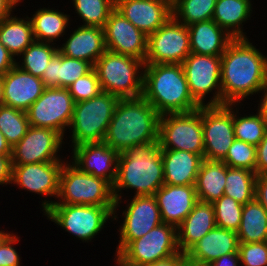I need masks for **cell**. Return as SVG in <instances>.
Here are the masks:
<instances>
[{
  "label": "cell",
  "mask_w": 267,
  "mask_h": 266,
  "mask_svg": "<svg viewBox=\"0 0 267 266\" xmlns=\"http://www.w3.org/2000/svg\"><path fill=\"white\" fill-rule=\"evenodd\" d=\"M12 147L7 142L5 136L0 131V155H11Z\"/></svg>",
  "instance_id": "11a10c76"
},
{
  "label": "cell",
  "mask_w": 267,
  "mask_h": 266,
  "mask_svg": "<svg viewBox=\"0 0 267 266\" xmlns=\"http://www.w3.org/2000/svg\"><path fill=\"white\" fill-rule=\"evenodd\" d=\"M120 98L101 92L96 97L75 103L69 127L73 147L84 143L102 142Z\"/></svg>",
  "instance_id": "52a82bcc"
},
{
  "label": "cell",
  "mask_w": 267,
  "mask_h": 266,
  "mask_svg": "<svg viewBox=\"0 0 267 266\" xmlns=\"http://www.w3.org/2000/svg\"><path fill=\"white\" fill-rule=\"evenodd\" d=\"M115 206L53 204L44 213L65 231L85 242L91 241L115 214Z\"/></svg>",
  "instance_id": "9c48e42d"
},
{
  "label": "cell",
  "mask_w": 267,
  "mask_h": 266,
  "mask_svg": "<svg viewBox=\"0 0 267 266\" xmlns=\"http://www.w3.org/2000/svg\"><path fill=\"white\" fill-rule=\"evenodd\" d=\"M76 13L85 25L104 28L110 13L115 9V0H73Z\"/></svg>",
  "instance_id": "8d00e7d4"
},
{
  "label": "cell",
  "mask_w": 267,
  "mask_h": 266,
  "mask_svg": "<svg viewBox=\"0 0 267 266\" xmlns=\"http://www.w3.org/2000/svg\"><path fill=\"white\" fill-rule=\"evenodd\" d=\"M30 20L35 41L51 44L65 32L69 17L62 12L43 8L37 10Z\"/></svg>",
  "instance_id": "1f68e13d"
},
{
  "label": "cell",
  "mask_w": 267,
  "mask_h": 266,
  "mask_svg": "<svg viewBox=\"0 0 267 266\" xmlns=\"http://www.w3.org/2000/svg\"><path fill=\"white\" fill-rule=\"evenodd\" d=\"M256 173L244 168L226 165V186L224 195L230 196L242 205L255 199Z\"/></svg>",
  "instance_id": "d6a6232c"
},
{
  "label": "cell",
  "mask_w": 267,
  "mask_h": 266,
  "mask_svg": "<svg viewBox=\"0 0 267 266\" xmlns=\"http://www.w3.org/2000/svg\"><path fill=\"white\" fill-rule=\"evenodd\" d=\"M256 175H267V129L261 140L256 146Z\"/></svg>",
  "instance_id": "bcb514c9"
},
{
  "label": "cell",
  "mask_w": 267,
  "mask_h": 266,
  "mask_svg": "<svg viewBox=\"0 0 267 266\" xmlns=\"http://www.w3.org/2000/svg\"><path fill=\"white\" fill-rule=\"evenodd\" d=\"M144 69L142 96L160 115L201 107L190 93L182 64H145Z\"/></svg>",
  "instance_id": "277c9868"
},
{
  "label": "cell",
  "mask_w": 267,
  "mask_h": 266,
  "mask_svg": "<svg viewBox=\"0 0 267 266\" xmlns=\"http://www.w3.org/2000/svg\"><path fill=\"white\" fill-rule=\"evenodd\" d=\"M73 165L81 172L92 174L114 184L119 153L103 141L84 143L73 148ZM113 166V167H112Z\"/></svg>",
  "instance_id": "ffe728a7"
},
{
  "label": "cell",
  "mask_w": 267,
  "mask_h": 266,
  "mask_svg": "<svg viewBox=\"0 0 267 266\" xmlns=\"http://www.w3.org/2000/svg\"><path fill=\"white\" fill-rule=\"evenodd\" d=\"M186 266H210L209 264H199L192 261L187 260Z\"/></svg>",
  "instance_id": "680465c9"
},
{
  "label": "cell",
  "mask_w": 267,
  "mask_h": 266,
  "mask_svg": "<svg viewBox=\"0 0 267 266\" xmlns=\"http://www.w3.org/2000/svg\"><path fill=\"white\" fill-rule=\"evenodd\" d=\"M58 51L64 56L88 61L94 66L107 51L104 29L91 26L78 27Z\"/></svg>",
  "instance_id": "cb8c5ba5"
},
{
  "label": "cell",
  "mask_w": 267,
  "mask_h": 266,
  "mask_svg": "<svg viewBox=\"0 0 267 266\" xmlns=\"http://www.w3.org/2000/svg\"><path fill=\"white\" fill-rule=\"evenodd\" d=\"M154 197L160 210L163 223L176 228L193 210L198 201L195 185H169L159 188Z\"/></svg>",
  "instance_id": "44dd1931"
},
{
  "label": "cell",
  "mask_w": 267,
  "mask_h": 266,
  "mask_svg": "<svg viewBox=\"0 0 267 266\" xmlns=\"http://www.w3.org/2000/svg\"><path fill=\"white\" fill-rule=\"evenodd\" d=\"M123 212L117 255L132 241L139 239L163 223L154 195L135 196Z\"/></svg>",
  "instance_id": "2e32d148"
},
{
  "label": "cell",
  "mask_w": 267,
  "mask_h": 266,
  "mask_svg": "<svg viewBox=\"0 0 267 266\" xmlns=\"http://www.w3.org/2000/svg\"><path fill=\"white\" fill-rule=\"evenodd\" d=\"M267 80V57L247 38L233 39L221 55L222 105L262 91Z\"/></svg>",
  "instance_id": "6da1fadb"
},
{
  "label": "cell",
  "mask_w": 267,
  "mask_h": 266,
  "mask_svg": "<svg viewBox=\"0 0 267 266\" xmlns=\"http://www.w3.org/2000/svg\"><path fill=\"white\" fill-rule=\"evenodd\" d=\"M28 19L11 15L0 22V42L13 57L21 55L35 41L32 23Z\"/></svg>",
  "instance_id": "4dcf8cb0"
},
{
  "label": "cell",
  "mask_w": 267,
  "mask_h": 266,
  "mask_svg": "<svg viewBox=\"0 0 267 266\" xmlns=\"http://www.w3.org/2000/svg\"><path fill=\"white\" fill-rule=\"evenodd\" d=\"M57 52L58 47H52L50 43L34 41L22 52L23 62L21 67L18 63L16 65L21 70L42 78L49 61Z\"/></svg>",
  "instance_id": "e575fe53"
},
{
  "label": "cell",
  "mask_w": 267,
  "mask_h": 266,
  "mask_svg": "<svg viewBox=\"0 0 267 266\" xmlns=\"http://www.w3.org/2000/svg\"><path fill=\"white\" fill-rule=\"evenodd\" d=\"M116 257H117L116 258V260H117L116 264L118 263L119 266H131V265L124 263L118 256H116Z\"/></svg>",
  "instance_id": "91938a15"
},
{
  "label": "cell",
  "mask_w": 267,
  "mask_h": 266,
  "mask_svg": "<svg viewBox=\"0 0 267 266\" xmlns=\"http://www.w3.org/2000/svg\"><path fill=\"white\" fill-rule=\"evenodd\" d=\"M93 68L94 66L88 61L64 56L59 52V88H68Z\"/></svg>",
  "instance_id": "60d3db41"
},
{
  "label": "cell",
  "mask_w": 267,
  "mask_h": 266,
  "mask_svg": "<svg viewBox=\"0 0 267 266\" xmlns=\"http://www.w3.org/2000/svg\"><path fill=\"white\" fill-rule=\"evenodd\" d=\"M144 66L143 60L106 51L96 61L94 69L102 92L119 98H135L142 96L143 73L140 67L144 70Z\"/></svg>",
  "instance_id": "8992f818"
},
{
  "label": "cell",
  "mask_w": 267,
  "mask_h": 266,
  "mask_svg": "<svg viewBox=\"0 0 267 266\" xmlns=\"http://www.w3.org/2000/svg\"><path fill=\"white\" fill-rule=\"evenodd\" d=\"M115 9L149 36L172 16V0H115Z\"/></svg>",
  "instance_id": "ac0fdd59"
},
{
  "label": "cell",
  "mask_w": 267,
  "mask_h": 266,
  "mask_svg": "<svg viewBox=\"0 0 267 266\" xmlns=\"http://www.w3.org/2000/svg\"><path fill=\"white\" fill-rule=\"evenodd\" d=\"M16 60L0 42V74L4 75L16 65Z\"/></svg>",
  "instance_id": "681fc988"
},
{
  "label": "cell",
  "mask_w": 267,
  "mask_h": 266,
  "mask_svg": "<svg viewBox=\"0 0 267 266\" xmlns=\"http://www.w3.org/2000/svg\"><path fill=\"white\" fill-rule=\"evenodd\" d=\"M233 129L235 139L257 146L265 134L267 124L259 110L256 115L238 118L233 110Z\"/></svg>",
  "instance_id": "74e56055"
},
{
  "label": "cell",
  "mask_w": 267,
  "mask_h": 266,
  "mask_svg": "<svg viewBox=\"0 0 267 266\" xmlns=\"http://www.w3.org/2000/svg\"><path fill=\"white\" fill-rule=\"evenodd\" d=\"M159 145L199 154L204 158L202 106L186 113H168L160 116Z\"/></svg>",
  "instance_id": "ba28073f"
},
{
  "label": "cell",
  "mask_w": 267,
  "mask_h": 266,
  "mask_svg": "<svg viewBox=\"0 0 267 266\" xmlns=\"http://www.w3.org/2000/svg\"><path fill=\"white\" fill-rule=\"evenodd\" d=\"M251 8L250 0H217L212 20L234 39L247 38L240 26L250 17Z\"/></svg>",
  "instance_id": "f1b7e54d"
},
{
  "label": "cell",
  "mask_w": 267,
  "mask_h": 266,
  "mask_svg": "<svg viewBox=\"0 0 267 266\" xmlns=\"http://www.w3.org/2000/svg\"><path fill=\"white\" fill-rule=\"evenodd\" d=\"M188 27L191 53L221 56L234 39L215 21H201Z\"/></svg>",
  "instance_id": "4316f807"
},
{
  "label": "cell",
  "mask_w": 267,
  "mask_h": 266,
  "mask_svg": "<svg viewBox=\"0 0 267 266\" xmlns=\"http://www.w3.org/2000/svg\"><path fill=\"white\" fill-rule=\"evenodd\" d=\"M64 162H42L13 165L11 184L45 196L59 195L60 173Z\"/></svg>",
  "instance_id": "d6986e66"
},
{
  "label": "cell",
  "mask_w": 267,
  "mask_h": 266,
  "mask_svg": "<svg viewBox=\"0 0 267 266\" xmlns=\"http://www.w3.org/2000/svg\"><path fill=\"white\" fill-rule=\"evenodd\" d=\"M191 53L188 27L173 16L148 36L145 64H182Z\"/></svg>",
  "instance_id": "7c38bea8"
},
{
  "label": "cell",
  "mask_w": 267,
  "mask_h": 266,
  "mask_svg": "<svg viewBox=\"0 0 267 266\" xmlns=\"http://www.w3.org/2000/svg\"><path fill=\"white\" fill-rule=\"evenodd\" d=\"M29 127L25 111L7 105L0 106V131L11 147L21 140Z\"/></svg>",
  "instance_id": "d590c367"
},
{
  "label": "cell",
  "mask_w": 267,
  "mask_h": 266,
  "mask_svg": "<svg viewBox=\"0 0 267 266\" xmlns=\"http://www.w3.org/2000/svg\"><path fill=\"white\" fill-rule=\"evenodd\" d=\"M216 1L217 0H172V16L185 26L211 20L213 19Z\"/></svg>",
  "instance_id": "836d02e7"
},
{
  "label": "cell",
  "mask_w": 267,
  "mask_h": 266,
  "mask_svg": "<svg viewBox=\"0 0 267 266\" xmlns=\"http://www.w3.org/2000/svg\"><path fill=\"white\" fill-rule=\"evenodd\" d=\"M187 258L183 253L171 256L167 259L156 261L146 266H186Z\"/></svg>",
  "instance_id": "f907efd6"
},
{
  "label": "cell",
  "mask_w": 267,
  "mask_h": 266,
  "mask_svg": "<svg viewBox=\"0 0 267 266\" xmlns=\"http://www.w3.org/2000/svg\"><path fill=\"white\" fill-rule=\"evenodd\" d=\"M13 235L10 234L0 245V266H20V257L13 247L19 240Z\"/></svg>",
  "instance_id": "ee69618b"
},
{
  "label": "cell",
  "mask_w": 267,
  "mask_h": 266,
  "mask_svg": "<svg viewBox=\"0 0 267 266\" xmlns=\"http://www.w3.org/2000/svg\"><path fill=\"white\" fill-rule=\"evenodd\" d=\"M237 236L244 243L267 241V210L256 198L243 205Z\"/></svg>",
  "instance_id": "f546056e"
},
{
  "label": "cell",
  "mask_w": 267,
  "mask_h": 266,
  "mask_svg": "<svg viewBox=\"0 0 267 266\" xmlns=\"http://www.w3.org/2000/svg\"><path fill=\"white\" fill-rule=\"evenodd\" d=\"M41 79L46 88L59 87V51L49 61Z\"/></svg>",
  "instance_id": "f6af8a7d"
},
{
  "label": "cell",
  "mask_w": 267,
  "mask_h": 266,
  "mask_svg": "<svg viewBox=\"0 0 267 266\" xmlns=\"http://www.w3.org/2000/svg\"><path fill=\"white\" fill-rule=\"evenodd\" d=\"M240 263L239 253H230L223 255L211 264L210 266H238Z\"/></svg>",
  "instance_id": "816d5d0a"
},
{
  "label": "cell",
  "mask_w": 267,
  "mask_h": 266,
  "mask_svg": "<svg viewBox=\"0 0 267 266\" xmlns=\"http://www.w3.org/2000/svg\"><path fill=\"white\" fill-rule=\"evenodd\" d=\"M164 185V166L159 141L138 144L119 153L117 176L112 185L115 209L124 189H135V196L154 195Z\"/></svg>",
  "instance_id": "3957f363"
},
{
  "label": "cell",
  "mask_w": 267,
  "mask_h": 266,
  "mask_svg": "<svg viewBox=\"0 0 267 266\" xmlns=\"http://www.w3.org/2000/svg\"><path fill=\"white\" fill-rule=\"evenodd\" d=\"M226 164L204 159L198 172L195 190L199 201L213 203L224 195Z\"/></svg>",
  "instance_id": "83f0119b"
},
{
  "label": "cell",
  "mask_w": 267,
  "mask_h": 266,
  "mask_svg": "<svg viewBox=\"0 0 267 266\" xmlns=\"http://www.w3.org/2000/svg\"><path fill=\"white\" fill-rule=\"evenodd\" d=\"M75 101L68 88H45L42 95L26 111L29 125L50 128L64 137L70 125Z\"/></svg>",
  "instance_id": "4fadbf2b"
},
{
  "label": "cell",
  "mask_w": 267,
  "mask_h": 266,
  "mask_svg": "<svg viewBox=\"0 0 267 266\" xmlns=\"http://www.w3.org/2000/svg\"><path fill=\"white\" fill-rule=\"evenodd\" d=\"M160 116L143 96L120 98L103 142L122 153L138 144L159 141Z\"/></svg>",
  "instance_id": "7a4b0ae2"
},
{
  "label": "cell",
  "mask_w": 267,
  "mask_h": 266,
  "mask_svg": "<svg viewBox=\"0 0 267 266\" xmlns=\"http://www.w3.org/2000/svg\"><path fill=\"white\" fill-rule=\"evenodd\" d=\"M237 232L214 227L186 253L189 261L199 264H211L223 255L238 253Z\"/></svg>",
  "instance_id": "603a6c76"
},
{
  "label": "cell",
  "mask_w": 267,
  "mask_h": 266,
  "mask_svg": "<svg viewBox=\"0 0 267 266\" xmlns=\"http://www.w3.org/2000/svg\"><path fill=\"white\" fill-rule=\"evenodd\" d=\"M69 164H63L60 173V202L45 200L42 203L44 212L53 204L115 206L112 185L108 181Z\"/></svg>",
  "instance_id": "5b68a950"
},
{
  "label": "cell",
  "mask_w": 267,
  "mask_h": 266,
  "mask_svg": "<svg viewBox=\"0 0 267 266\" xmlns=\"http://www.w3.org/2000/svg\"><path fill=\"white\" fill-rule=\"evenodd\" d=\"M232 104L202 106L204 159L222 161L235 140Z\"/></svg>",
  "instance_id": "5bb4252c"
},
{
  "label": "cell",
  "mask_w": 267,
  "mask_h": 266,
  "mask_svg": "<svg viewBox=\"0 0 267 266\" xmlns=\"http://www.w3.org/2000/svg\"><path fill=\"white\" fill-rule=\"evenodd\" d=\"M255 198L267 210V175L256 177Z\"/></svg>",
  "instance_id": "c3c4849f"
},
{
  "label": "cell",
  "mask_w": 267,
  "mask_h": 266,
  "mask_svg": "<svg viewBox=\"0 0 267 266\" xmlns=\"http://www.w3.org/2000/svg\"><path fill=\"white\" fill-rule=\"evenodd\" d=\"M177 228L161 223L143 237L132 240L118 255L131 266H146L179 254Z\"/></svg>",
  "instance_id": "30bf717a"
},
{
  "label": "cell",
  "mask_w": 267,
  "mask_h": 266,
  "mask_svg": "<svg viewBox=\"0 0 267 266\" xmlns=\"http://www.w3.org/2000/svg\"><path fill=\"white\" fill-rule=\"evenodd\" d=\"M63 138L53 129L30 126L21 140L12 147V165L61 161L56 156Z\"/></svg>",
  "instance_id": "9a60e30c"
},
{
  "label": "cell",
  "mask_w": 267,
  "mask_h": 266,
  "mask_svg": "<svg viewBox=\"0 0 267 266\" xmlns=\"http://www.w3.org/2000/svg\"><path fill=\"white\" fill-rule=\"evenodd\" d=\"M216 226L212 203L198 200L193 210L177 227L178 249L181 253L185 254L194 244Z\"/></svg>",
  "instance_id": "d4e9b609"
},
{
  "label": "cell",
  "mask_w": 267,
  "mask_h": 266,
  "mask_svg": "<svg viewBox=\"0 0 267 266\" xmlns=\"http://www.w3.org/2000/svg\"><path fill=\"white\" fill-rule=\"evenodd\" d=\"M262 91H264V95L263 98H261V102L259 104L260 107L258 108V110L263 115V118L267 124V80Z\"/></svg>",
  "instance_id": "db71d44e"
},
{
  "label": "cell",
  "mask_w": 267,
  "mask_h": 266,
  "mask_svg": "<svg viewBox=\"0 0 267 266\" xmlns=\"http://www.w3.org/2000/svg\"><path fill=\"white\" fill-rule=\"evenodd\" d=\"M238 253L243 266H267V241L239 242Z\"/></svg>",
  "instance_id": "7bdbcfd3"
},
{
  "label": "cell",
  "mask_w": 267,
  "mask_h": 266,
  "mask_svg": "<svg viewBox=\"0 0 267 266\" xmlns=\"http://www.w3.org/2000/svg\"><path fill=\"white\" fill-rule=\"evenodd\" d=\"M10 235V233H5L4 231H0V245L1 243Z\"/></svg>",
  "instance_id": "6f0895ef"
},
{
  "label": "cell",
  "mask_w": 267,
  "mask_h": 266,
  "mask_svg": "<svg viewBox=\"0 0 267 266\" xmlns=\"http://www.w3.org/2000/svg\"><path fill=\"white\" fill-rule=\"evenodd\" d=\"M182 67L190 93L200 106L222 105L221 56L190 53L182 62ZM214 89H217L216 94L205 104V96Z\"/></svg>",
  "instance_id": "8fae6325"
},
{
  "label": "cell",
  "mask_w": 267,
  "mask_h": 266,
  "mask_svg": "<svg viewBox=\"0 0 267 266\" xmlns=\"http://www.w3.org/2000/svg\"><path fill=\"white\" fill-rule=\"evenodd\" d=\"M20 0H0V22L11 15L14 5L19 4Z\"/></svg>",
  "instance_id": "f5cc1de1"
},
{
  "label": "cell",
  "mask_w": 267,
  "mask_h": 266,
  "mask_svg": "<svg viewBox=\"0 0 267 266\" xmlns=\"http://www.w3.org/2000/svg\"><path fill=\"white\" fill-rule=\"evenodd\" d=\"M4 105L27 111L45 90L41 78L21 70L17 65L3 75Z\"/></svg>",
  "instance_id": "7402d4cb"
},
{
  "label": "cell",
  "mask_w": 267,
  "mask_h": 266,
  "mask_svg": "<svg viewBox=\"0 0 267 266\" xmlns=\"http://www.w3.org/2000/svg\"><path fill=\"white\" fill-rule=\"evenodd\" d=\"M68 90L75 103L89 100L99 95L102 89L95 69L93 68L89 73L78 78L68 87Z\"/></svg>",
  "instance_id": "b9f144b4"
},
{
  "label": "cell",
  "mask_w": 267,
  "mask_h": 266,
  "mask_svg": "<svg viewBox=\"0 0 267 266\" xmlns=\"http://www.w3.org/2000/svg\"><path fill=\"white\" fill-rule=\"evenodd\" d=\"M4 105V79L0 74V106Z\"/></svg>",
  "instance_id": "9f6ffc18"
},
{
  "label": "cell",
  "mask_w": 267,
  "mask_h": 266,
  "mask_svg": "<svg viewBox=\"0 0 267 266\" xmlns=\"http://www.w3.org/2000/svg\"><path fill=\"white\" fill-rule=\"evenodd\" d=\"M222 161L228 167L244 168L255 172L256 146L235 139Z\"/></svg>",
  "instance_id": "ab89813d"
},
{
  "label": "cell",
  "mask_w": 267,
  "mask_h": 266,
  "mask_svg": "<svg viewBox=\"0 0 267 266\" xmlns=\"http://www.w3.org/2000/svg\"><path fill=\"white\" fill-rule=\"evenodd\" d=\"M106 50L145 61L148 36L114 9L104 26Z\"/></svg>",
  "instance_id": "e0dca14e"
},
{
  "label": "cell",
  "mask_w": 267,
  "mask_h": 266,
  "mask_svg": "<svg viewBox=\"0 0 267 266\" xmlns=\"http://www.w3.org/2000/svg\"><path fill=\"white\" fill-rule=\"evenodd\" d=\"M164 184L195 185L204 158L183 150L161 149Z\"/></svg>",
  "instance_id": "484cf974"
},
{
  "label": "cell",
  "mask_w": 267,
  "mask_h": 266,
  "mask_svg": "<svg viewBox=\"0 0 267 266\" xmlns=\"http://www.w3.org/2000/svg\"><path fill=\"white\" fill-rule=\"evenodd\" d=\"M212 205L217 227L237 232L241 223L243 205L227 195L215 200Z\"/></svg>",
  "instance_id": "f35d334b"
},
{
  "label": "cell",
  "mask_w": 267,
  "mask_h": 266,
  "mask_svg": "<svg viewBox=\"0 0 267 266\" xmlns=\"http://www.w3.org/2000/svg\"><path fill=\"white\" fill-rule=\"evenodd\" d=\"M11 155H0V184H10L12 178Z\"/></svg>",
  "instance_id": "7dc6e473"
}]
</instances>
